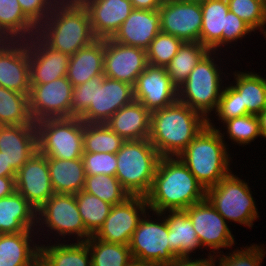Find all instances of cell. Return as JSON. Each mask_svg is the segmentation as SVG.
<instances>
[{"mask_svg":"<svg viewBox=\"0 0 266 266\" xmlns=\"http://www.w3.org/2000/svg\"><path fill=\"white\" fill-rule=\"evenodd\" d=\"M176 159L161 157L152 187L146 196L149 209L157 215L167 209L185 210L206 199V189L187 166L178 157Z\"/></svg>","mask_w":266,"mask_h":266,"instance_id":"1","label":"cell"},{"mask_svg":"<svg viewBox=\"0 0 266 266\" xmlns=\"http://www.w3.org/2000/svg\"><path fill=\"white\" fill-rule=\"evenodd\" d=\"M134 100L131 84L99 75L73 87L71 118L79 117L84 123H106Z\"/></svg>","mask_w":266,"mask_h":266,"instance_id":"2","label":"cell"},{"mask_svg":"<svg viewBox=\"0 0 266 266\" xmlns=\"http://www.w3.org/2000/svg\"><path fill=\"white\" fill-rule=\"evenodd\" d=\"M207 124V116L176 101L151 112L149 140L161 157H178Z\"/></svg>","mask_w":266,"mask_h":266,"instance_id":"3","label":"cell"},{"mask_svg":"<svg viewBox=\"0 0 266 266\" xmlns=\"http://www.w3.org/2000/svg\"><path fill=\"white\" fill-rule=\"evenodd\" d=\"M59 5L49 14L51 18L47 17L50 21L43 20L44 23L38 27L42 30L36 35L40 33V39L51 49L72 56L97 38L93 34L88 12L81 2L60 1Z\"/></svg>","mask_w":266,"mask_h":266,"instance_id":"4","label":"cell"},{"mask_svg":"<svg viewBox=\"0 0 266 266\" xmlns=\"http://www.w3.org/2000/svg\"><path fill=\"white\" fill-rule=\"evenodd\" d=\"M209 122L178 158L205 189L230 174L228 154L220 131Z\"/></svg>","mask_w":266,"mask_h":266,"instance_id":"5","label":"cell"},{"mask_svg":"<svg viewBox=\"0 0 266 266\" xmlns=\"http://www.w3.org/2000/svg\"><path fill=\"white\" fill-rule=\"evenodd\" d=\"M115 177L130 196L146 197L161 155L149 139L124 141L116 153Z\"/></svg>","mask_w":266,"mask_h":266,"instance_id":"6","label":"cell"},{"mask_svg":"<svg viewBox=\"0 0 266 266\" xmlns=\"http://www.w3.org/2000/svg\"><path fill=\"white\" fill-rule=\"evenodd\" d=\"M35 125L38 151L47 158H82L84 122L79 117L44 119Z\"/></svg>","mask_w":266,"mask_h":266,"instance_id":"7","label":"cell"},{"mask_svg":"<svg viewBox=\"0 0 266 266\" xmlns=\"http://www.w3.org/2000/svg\"><path fill=\"white\" fill-rule=\"evenodd\" d=\"M206 199L224 219L251 227L258 217L247 183L231 173L206 189Z\"/></svg>","mask_w":266,"mask_h":266,"instance_id":"8","label":"cell"},{"mask_svg":"<svg viewBox=\"0 0 266 266\" xmlns=\"http://www.w3.org/2000/svg\"><path fill=\"white\" fill-rule=\"evenodd\" d=\"M210 54L209 51L197 63L177 91L179 102L186 104L204 117L213 108L217 109L223 92L219 88L220 75L218 69L214 65L213 59L210 58Z\"/></svg>","mask_w":266,"mask_h":266,"instance_id":"9","label":"cell"},{"mask_svg":"<svg viewBox=\"0 0 266 266\" xmlns=\"http://www.w3.org/2000/svg\"><path fill=\"white\" fill-rule=\"evenodd\" d=\"M73 85L67 77L49 83L31 85L29 110L36 123L44 119L71 118Z\"/></svg>","mask_w":266,"mask_h":266,"instance_id":"10","label":"cell"},{"mask_svg":"<svg viewBox=\"0 0 266 266\" xmlns=\"http://www.w3.org/2000/svg\"><path fill=\"white\" fill-rule=\"evenodd\" d=\"M160 30L184 42H200L202 10L200 3L185 0H164L158 9Z\"/></svg>","mask_w":266,"mask_h":266,"instance_id":"11","label":"cell"},{"mask_svg":"<svg viewBox=\"0 0 266 266\" xmlns=\"http://www.w3.org/2000/svg\"><path fill=\"white\" fill-rule=\"evenodd\" d=\"M129 248L132 258L171 264L177 257L170 250L166 220L161 223L141 219L133 232Z\"/></svg>","mask_w":266,"mask_h":266,"instance_id":"12","label":"cell"},{"mask_svg":"<svg viewBox=\"0 0 266 266\" xmlns=\"http://www.w3.org/2000/svg\"><path fill=\"white\" fill-rule=\"evenodd\" d=\"M147 206L146 197L142 196H130L123 203L113 205L105 222L93 236L105 242L129 245L141 220L138 210L144 214Z\"/></svg>","mask_w":266,"mask_h":266,"instance_id":"13","label":"cell"},{"mask_svg":"<svg viewBox=\"0 0 266 266\" xmlns=\"http://www.w3.org/2000/svg\"><path fill=\"white\" fill-rule=\"evenodd\" d=\"M134 99L150 113L178 101V88L168 76L166 67L147 65L133 86Z\"/></svg>","mask_w":266,"mask_h":266,"instance_id":"14","label":"cell"},{"mask_svg":"<svg viewBox=\"0 0 266 266\" xmlns=\"http://www.w3.org/2000/svg\"><path fill=\"white\" fill-rule=\"evenodd\" d=\"M147 65L146 50L104 39L105 77L134 86Z\"/></svg>","mask_w":266,"mask_h":266,"instance_id":"15","label":"cell"},{"mask_svg":"<svg viewBox=\"0 0 266 266\" xmlns=\"http://www.w3.org/2000/svg\"><path fill=\"white\" fill-rule=\"evenodd\" d=\"M16 191L20 193L36 211L55 193L53 191L48 158L35 152L17 171Z\"/></svg>","mask_w":266,"mask_h":266,"instance_id":"16","label":"cell"},{"mask_svg":"<svg viewBox=\"0 0 266 266\" xmlns=\"http://www.w3.org/2000/svg\"><path fill=\"white\" fill-rule=\"evenodd\" d=\"M185 211L192 220L200 245L219 250L234 244L225 219L207 199L191 205Z\"/></svg>","mask_w":266,"mask_h":266,"instance_id":"17","label":"cell"},{"mask_svg":"<svg viewBox=\"0 0 266 266\" xmlns=\"http://www.w3.org/2000/svg\"><path fill=\"white\" fill-rule=\"evenodd\" d=\"M37 212L45 218V224L52 230L60 232V235L76 233L78 237L87 238L82 241H86L92 236L85 228L74 194H54Z\"/></svg>","mask_w":266,"mask_h":266,"instance_id":"18","label":"cell"},{"mask_svg":"<svg viewBox=\"0 0 266 266\" xmlns=\"http://www.w3.org/2000/svg\"><path fill=\"white\" fill-rule=\"evenodd\" d=\"M6 42L8 41H0V86L29 95L31 82L28 41L26 44L21 42L16 47L13 41L9 40L8 44Z\"/></svg>","mask_w":266,"mask_h":266,"instance_id":"19","label":"cell"},{"mask_svg":"<svg viewBox=\"0 0 266 266\" xmlns=\"http://www.w3.org/2000/svg\"><path fill=\"white\" fill-rule=\"evenodd\" d=\"M0 151L7 165L17 173L38 151L35 122L30 125H0Z\"/></svg>","mask_w":266,"mask_h":266,"instance_id":"20","label":"cell"},{"mask_svg":"<svg viewBox=\"0 0 266 266\" xmlns=\"http://www.w3.org/2000/svg\"><path fill=\"white\" fill-rule=\"evenodd\" d=\"M97 39L112 38L134 10L130 0H81Z\"/></svg>","mask_w":266,"mask_h":266,"instance_id":"21","label":"cell"},{"mask_svg":"<svg viewBox=\"0 0 266 266\" xmlns=\"http://www.w3.org/2000/svg\"><path fill=\"white\" fill-rule=\"evenodd\" d=\"M31 39L32 41L28 43L31 85L49 83L66 77L70 56L51 49L43 41H40L38 35L34 38L37 42L33 38Z\"/></svg>","mask_w":266,"mask_h":266,"instance_id":"22","label":"cell"},{"mask_svg":"<svg viewBox=\"0 0 266 266\" xmlns=\"http://www.w3.org/2000/svg\"><path fill=\"white\" fill-rule=\"evenodd\" d=\"M160 31L159 10L134 9L111 39L147 50Z\"/></svg>","mask_w":266,"mask_h":266,"instance_id":"23","label":"cell"},{"mask_svg":"<svg viewBox=\"0 0 266 266\" xmlns=\"http://www.w3.org/2000/svg\"><path fill=\"white\" fill-rule=\"evenodd\" d=\"M151 113L138 101L122 107L106 122L123 140L149 139Z\"/></svg>","mask_w":266,"mask_h":266,"instance_id":"24","label":"cell"},{"mask_svg":"<svg viewBox=\"0 0 266 266\" xmlns=\"http://www.w3.org/2000/svg\"><path fill=\"white\" fill-rule=\"evenodd\" d=\"M99 75H104V39H97L70 56L66 77L75 87Z\"/></svg>","mask_w":266,"mask_h":266,"instance_id":"25","label":"cell"},{"mask_svg":"<svg viewBox=\"0 0 266 266\" xmlns=\"http://www.w3.org/2000/svg\"><path fill=\"white\" fill-rule=\"evenodd\" d=\"M35 210V211H34ZM36 209L17 191L0 199V234L31 230ZM34 218V219H33ZM34 221V222H33Z\"/></svg>","mask_w":266,"mask_h":266,"instance_id":"26","label":"cell"},{"mask_svg":"<svg viewBox=\"0 0 266 266\" xmlns=\"http://www.w3.org/2000/svg\"><path fill=\"white\" fill-rule=\"evenodd\" d=\"M49 175L55 194H77L83 190L86 174L82 158H48Z\"/></svg>","mask_w":266,"mask_h":266,"instance_id":"27","label":"cell"},{"mask_svg":"<svg viewBox=\"0 0 266 266\" xmlns=\"http://www.w3.org/2000/svg\"><path fill=\"white\" fill-rule=\"evenodd\" d=\"M200 5L202 10L200 43L211 51L222 44V33H227L229 6L227 0H210Z\"/></svg>","mask_w":266,"mask_h":266,"instance_id":"28","label":"cell"},{"mask_svg":"<svg viewBox=\"0 0 266 266\" xmlns=\"http://www.w3.org/2000/svg\"><path fill=\"white\" fill-rule=\"evenodd\" d=\"M30 230L0 234V266H39V246L30 249Z\"/></svg>","mask_w":266,"mask_h":266,"instance_id":"29","label":"cell"},{"mask_svg":"<svg viewBox=\"0 0 266 266\" xmlns=\"http://www.w3.org/2000/svg\"><path fill=\"white\" fill-rule=\"evenodd\" d=\"M166 220L170 250L176 257H188L200 242L193 227L192 220L185 210H170Z\"/></svg>","mask_w":266,"mask_h":266,"instance_id":"30","label":"cell"},{"mask_svg":"<svg viewBox=\"0 0 266 266\" xmlns=\"http://www.w3.org/2000/svg\"><path fill=\"white\" fill-rule=\"evenodd\" d=\"M85 241L71 245L39 246V266H92Z\"/></svg>","mask_w":266,"mask_h":266,"instance_id":"31","label":"cell"},{"mask_svg":"<svg viewBox=\"0 0 266 266\" xmlns=\"http://www.w3.org/2000/svg\"><path fill=\"white\" fill-rule=\"evenodd\" d=\"M34 29H38V27L23 13L20 4L18 3V0H0V40L1 41L5 39L6 41L8 40L14 41L16 36H17L16 39L18 37L19 39H21L22 37L25 36V33L30 34L31 32L32 33L30 35L32 37L33 33L35 35L36 32L41 30L38 29L35 32H33Z\"/></svg>","mask_w":266,"mask_h":266,"instance_id":"32","label":"cell"},{"mask_svg":"<svg viewBox=\"0 0 266 266\" xmlns=\"http://www.w3.org/2000/svg\"><path fill=\"white\" fill-rule=\"evenodd\" d=\"M209 51L200 42H184L177 54L166 66L168 76L171 78L172 83L179 88L188 78L197 63Z\"/></svg>","mask_w":266,"mask_h":266,"instance_id":"33","label":"cell"},{"mask_svg":"<svg viewBox=\"0 0 266 266\" xmlns=\"http://www.w3.org/2000/svg\"><path fill=\"white\" fill-rule=\"evenodd\" d=\"M236 86L241 94L242 109L247 114L258 115L266 109V79L257 74L240 73Z\"/></svg>","mask_w":266,"mask_h":266,"instance_id":"34","label":"cell"},{"mask_svg":"<svg viewBox=\"0 0 266 266\" xmlns=\"http://www.w3.org/2000/svg\"><path fill=\"white\" fill-rule=\"evenodd\" d=\"M28 95L0 86V125H30Z\"/></svg>","mask_w":266,"mask_h":266,"instance_id":"35","label":"cell"},{"mask_svg":"<svg viewBox=\"0 0 266 266\" xmlns=\"http://www.w3.org/2000/svg\"><path fill=\"white\" fill-rule=\"evenodd\" d=\"M124 141L106 123H84V152L116 154Z\"/></svg>","mask_w":266,"mask_h":266,"instance_id":"36","label":"cell"},{"mask_svg":"<svg viewBox=\"0 0 266 266\" xmlns=\"http://www.w3.org/2000/svg\"><path fill=\"white\" fill-rule=\"evenodd\" d=\"M85 242L91 251L92 266H129L133 259L129 245L105 242L93 235Z\"/></svg>","mask_w":266,"mask_h":266,"instance_id":"37","label":"cell"},{"mask_svg":"<svg viewBox=\"0 0 266 266\" xmlns=\"http://www.w3.org/2000/svg\"><path fill=\"white\" fill-rule=\"evenodd\" d=\"M75 198L85 228L94 235L105 222L113 205L83 190L75 194Z\"/></svg>","mask_w":266,"mask_h":266,"instance_id":"38","label":"cell"},{"mask_svg":"<svg viewBox=\"0 0 266 266\" xmlns=\"http://www.w3.org/2000/svg\"><path fill=\"white\" fill-rule=\"evenodd\" d=\"M83 191L95 195L111 205L121 204L130 197L115 176L104 174L86 175Z\"/></svg>","mask_w":266,"mask_h":266,"instance_id":"39","label":"cell"},{"mask_svg":"<svg viewBox=\"0 0 266 266\" xmlns=\"http://www.w3.org/2000/svg\"><path fill=\"white\" fill-rule=\"evenodd\" d=\"M183 43L182 39L160 31L146 50L147 63L152 66L166 67Z\"/></svg>","mask_w":266,"mask_h":266,"instance_id":"40","label":"cell"},{"mask_svg":"<svg viewBox=\"0 0 266 266\" xmlns=\"http://www.w3.org/2000/svg\"><path fill=\"white\" fill-rule=\"evenodd\" d=\"M229 11L245 21L253 31L266 24V0H227Z\"/></svg>","mask_w":266,"mask_h":266,"instance_id":"41","label":"cell"},{"mask_svg":"<svg viewBox=\"0 0 266 266\" xmlns=\"http://www.w3.org/2000/svg\"><path fill=\"white\" fill-rule=\"evenodd\" d=\"M231 139L237 143L248 144L256 136H261L257 115L247 114L224 121Z\"/></svg>","mask_w":266,"mask_h":266,"instance_id":"42","label":"cell"},{"mask_svg":"<svg viewBox=\"0 0 266 266\" xmlns=\"http://www.w3.org/2000/svg\"><path fill=\"white\" fill-rule=\"evenodd\" d=\"M82 160L86 175L115 176L117 170L116 154L83 152Z\"/></svg>","mask_w":266,"mask_h":266,"instance_id":"43","label":"cell"},{"mask_svg":"<svg viewBox=\"0 0 266 266\" xmlns=\"http://www.w3.org/2000/svg\"><path fill=\"white\" fill-rule=\"evenodd\" d=\"M216 112L223 121L247 115L242 109L241 94L233 86L223 90Z\"/></svg>","mask_w":266,"mask_h":266,"instance_id":"44","label":"cell"},{"mask_svg":"<svg viewBox=\"0 0 266 266\" xmlns=\"http://www.w3.org/2000/svg\"><path fill=\"white\" fill-rule=\"evenodd\" d=\"M53 2L55 3L52 4L51 0H18L23 13L37 27L41 25V23L43 22L42 20L45 19L44 17H46L47 19V17L49 16L47 14H49V12L51 13L52 9H54V7L52 6L59 5V1L53 0Z\"/></svg>","mask_w":266,"mask_h":266,"instance_id":"45","label":"cell"},{"mask_svg":"<svg viewBox=\"0 0 266 266\" xmlns=\"http://www.w3.org/2000/svg\"><path fill=\"white\" fill-rule=\"evenodd\" d=\"M253 248V249H252ZM252 245L247 250L233 252L231 256H224L220 258L219 266H260L263 259V249Z\"/></svg>","mask_w":266,"mask_h":266,"instance_id":"46","label":"cell"},{"mask_svg":"<svg viewBox=\"0 0 266 266\" xmlns=\"http://www.w3.org/2000/svg\"><path fill=\"white\" fill-rule=\"evenodd\" d=\"M252 30L253 29L245 21L229 11L227 33H222V45L235 39L237 40L238 38L244 37L246 33H249Z\"/></svg>","mask_w":266,"mask_h":266,"instance_id":"47","label":"cell"},{"mask_svg":"<svg viewBox=\"0 0 266 266\" xmlns=\"http://www.w3.org/2000/svg\"><path fill=\"white\" fill-rule=\"evenodd\" d=\"M213 256H210V259H197L189 260V257H177L171 264L168 266H215L213 262ZM213 262V263H212Z\"/></svg>","mask_w":266,"mask_h":266,"instance_id":"48","label":"cell"},{"mask_svg":"<svg viewBox=\"0 0 266 266\" xmlns=\"http://www.w3.org/2000/svg\"><path fill=\"white\" fill-rule=\"evenodd\" d=\"M16 177H0V199L12 195L16 191Z\"/></svg>","mask_w":266,"mask_h":266,"instance_id":"49","label":"cell"},{"mask_svg":"<svg viewBox=\"0 0 266 266\" xmlns=\"http://www.w3.org/2000/svg\"><path fill=\"white\" fill-rule=\"evenodd\" d=\"M134 9L158 10L164 0H130Z\"/></svg>","mask_w":266,"mask_h":266,"instance_id":"50","label":"cell"},{"mask_svg":"<svg viewBox=\"0 0 266 266\" xmlns=\"http://www.w3.org/2000/svg\"><path fill=\"white\" fill-rule=\"evenodd\" d=\"M16 172L10 165H7L6 159L1 155L0 151V177H16Z\"/></svg>","mask_w":266,"mask_h":266,"instance_id":"51","label":"cell"},{"mask_svg":"<svg viewBox=\"0 0 266 266\" xmlns=\"http://www.w3.org/2000/svg\"><path fill=\"white\" fill-rule=\"evenodd\" d=\"M261 136L266 137V109L257 115Z\"/></svg>","mask_w":266,"mask_h":266,"instance_id":"52","label":"cell"},{"mask_svg":"<svg viewBox=\"0 0 266 266\" xmlns=\"http://www.w3.org/2000/svg\"><path fill=\"white\" fill-rule=\"evenodd\" d=\"M129 266H168V265L153 261H140L133 258Z\"/></svg>","mask_w":266,"mask_h":266,"instance_id":"53","label":"cell"},{"mask_svg":"<svg viewBox=\"0 0 266 266\" xmlns=\"http://www.w3.org/2000/svg\"><path fill=\"white\" fill-rule=\"evenodd\" d=\"M185 1L196 2V3H203L205 1H210V0H185Z\"/></svg>","mask_w":266,"mask_h":266,"instance_id":"54","label":"cell"},{"mask_svg":"<svg viewBox=\"0 0 266 266\" xmlns=\"http://www.w3.org/2000/svg\"><path fill=\"white\" fill-rule=\"evenodd\" d=\"M62 1H66V0H62ZM67 1H76V2H80L81 0H67Z\"/></svg>","mask_w":266,"mask_h":266,"instance_id":"55","label":"cell"}]
</instances>
